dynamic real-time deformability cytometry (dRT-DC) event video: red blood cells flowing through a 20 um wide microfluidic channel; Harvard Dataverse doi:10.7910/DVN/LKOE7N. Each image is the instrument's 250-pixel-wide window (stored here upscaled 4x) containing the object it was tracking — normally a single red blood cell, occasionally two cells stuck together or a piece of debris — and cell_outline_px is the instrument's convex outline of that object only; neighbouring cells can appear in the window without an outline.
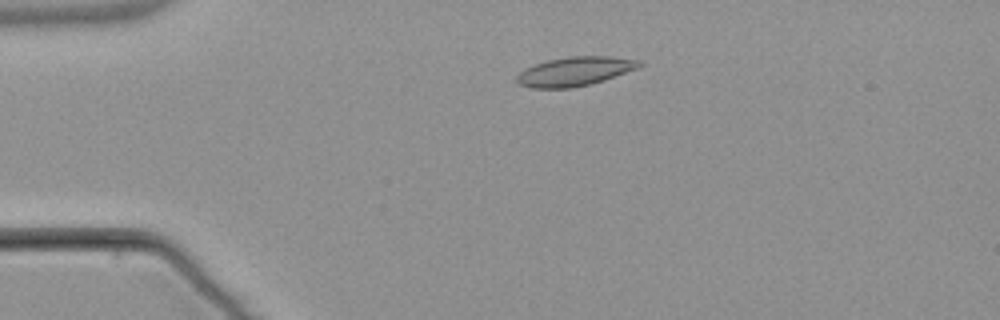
{"species": "common noctule bat (a hibernating species)", "species_latin": "Nyctalus noctula", "temperature_condition": "warm", "stored_images_in_passage": 2, "camera_frame_rate_fps": 3000, "um_per_image_px": 0.085, "animal": {"sex": "male", "body_mass_g": 21.5, "forearm_length_mm": 52.0}, "frame": {"image": 1, "passage_image": 1, "time_ms": 0.0, "image_size_px": [1000, 320], "cell_outline_px": [[644, 64], [640, 68], [604, 80], [572, 88], [528, 88], [516, 84], [516, 76], [524, 68], [548, 60], [568, 56], [612, 56], [640, 60]], "centroid_in_image_um": [48.86, 6.07], "position_along_channel_um": 36.1, "area_um2": 21.04}}